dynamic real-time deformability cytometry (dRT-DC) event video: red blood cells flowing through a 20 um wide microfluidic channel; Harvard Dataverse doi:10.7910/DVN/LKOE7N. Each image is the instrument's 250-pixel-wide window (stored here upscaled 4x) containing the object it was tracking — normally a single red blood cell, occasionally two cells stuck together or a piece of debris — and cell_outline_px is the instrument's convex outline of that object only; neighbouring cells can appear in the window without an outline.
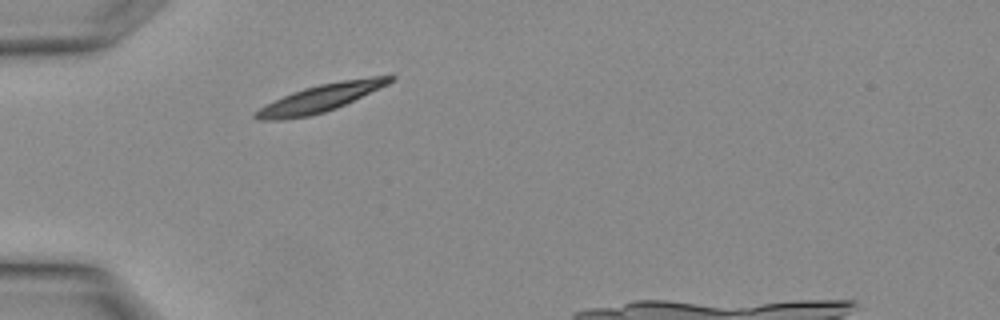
{"species": "Egyptian fruit bat (a non-hibernating species)", "species_latin": "Rousettus aegyptiacus", "temperature_condition": "warm", "stored_images_in_passage": 3, "camera_frame_rate_fps": 3000, "um_per_image_px": 0.085, "animal": {"sex": "female"}, "frame": {"image": 1, "passage_image": 2, "time_ms": 0.333, "image_size_px": [1000, 320], "cell_outline_px": [[396, 80], [388, 84], [336, 108], [324, 112], [308, 116], [280, 120], [260, 120], [252, 116], [252, 112], [292, 92], [304, 88], [320, 84], [340, 80], [392, 72], [396, 76]], "centroid_in_image_um": [27.37, 8.28], "position_along_channel_um": 57.6, "area_um2": 21.79}}